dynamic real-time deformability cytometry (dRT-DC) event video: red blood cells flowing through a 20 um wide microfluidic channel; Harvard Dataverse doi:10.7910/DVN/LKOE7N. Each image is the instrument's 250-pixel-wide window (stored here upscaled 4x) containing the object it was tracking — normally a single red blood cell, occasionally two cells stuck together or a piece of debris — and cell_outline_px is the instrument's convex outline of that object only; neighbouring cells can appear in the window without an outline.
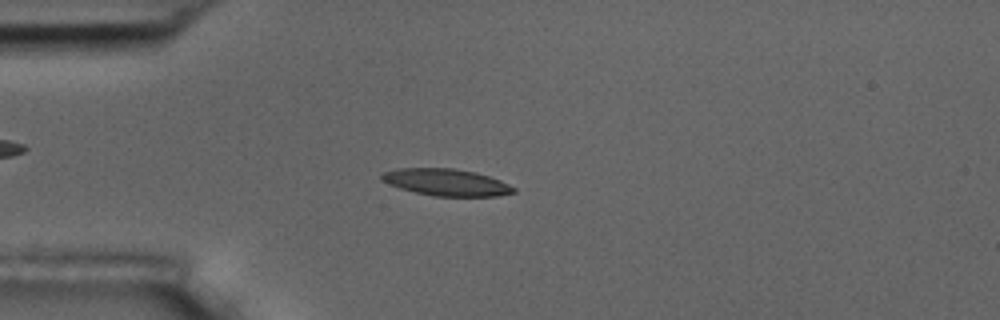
{"species": "common noctule bat (a hibernating species)", "species_latin": "Nyctalus noctula", "temperature_condition": "room temperature", "stored_images_in_passage": 5, "camera_frame_rate_fps": 3000, "um_per_image_px": 0.085, "animal": {"sex": "male", "body_mass_g": 17.5, "forearm_length_mm": 52.3}, "frame": {"image": 1, "passage_image": 4, "time_ms": 3.333, "image_size_px": [1000, 320], "cell_outline_px": [[516, 192], [496, 196], [432, 196], [400, 188], [388, 184], [380, 180], [380, 176], [384, 172], [400, 168], [452, 168], [476, 172], [500, 180], [516, 188]], "centroid_in_image_um": [37.93, 15.49], "position_along_channel_um": 47.1, "area_um2": 20.63}}